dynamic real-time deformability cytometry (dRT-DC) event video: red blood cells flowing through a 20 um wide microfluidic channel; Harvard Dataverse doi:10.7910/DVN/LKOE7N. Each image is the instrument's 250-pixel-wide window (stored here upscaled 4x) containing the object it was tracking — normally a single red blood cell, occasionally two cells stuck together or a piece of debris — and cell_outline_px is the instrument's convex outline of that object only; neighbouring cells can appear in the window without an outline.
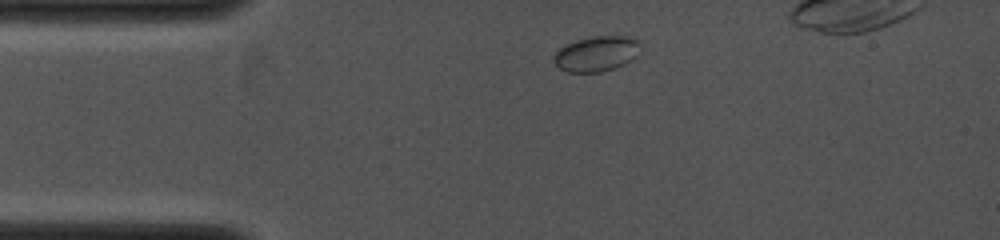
{"species": "common noctule bat (a hibernating species)", "species_latin": "Nyctalus noctula", "temperature_condition": "cold", "stored_images_in_passage": 3, "camera_frame_rate_fps": 4000, "um_per_image_px": 0.085, "animal": {"sex": "female", "body_mass_g": 19.0, "forearm_length_mm": 53.3}, "frame": {"image": 1, "passage_image": 1, "time_ms": 0.0, "image_size_px": [1000, 240], "cell_outline_px": [[640, 44], [636, 56], [624, 64], [600, 72], [568, 72], [560, 68], [552, 60], [552, 56], [564, 44], [576, 40], [592, 36], [628, 36], [636, 40]], "centroid_in_image_um": [50.65, 4.56], "position_along_channel_um": 34.3, "area_um2": 17.69}}